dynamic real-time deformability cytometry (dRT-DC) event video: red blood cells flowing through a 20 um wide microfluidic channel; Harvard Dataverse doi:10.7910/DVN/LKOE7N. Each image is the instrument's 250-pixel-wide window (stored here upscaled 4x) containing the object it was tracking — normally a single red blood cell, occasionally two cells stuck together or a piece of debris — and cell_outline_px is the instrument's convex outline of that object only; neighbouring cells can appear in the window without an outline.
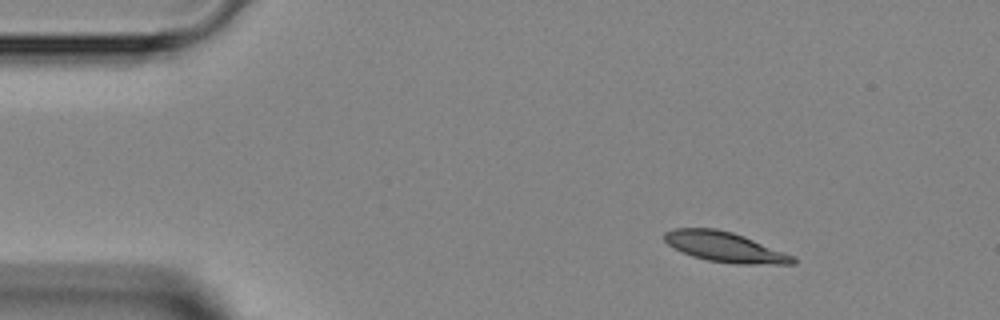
{"species": "Egyptian fruit bat (a non-hibernating species)", "species_latin": "Rousettus aegyptiacus", "temperature_condition": "room temperature", "stored_images_in_passage": 5, "segment_of_instrument_passage": [1, 2], "camera_frame_rate_fps": 3000, "um_per_image_px": 0.085, "animal": {"sex": "female"}, "frame": {"image": 1, "passage_image": 2, "time_ms": 1.333, "image_size_px": [1000, 320], "cell_outline_px": [[796, 264], [736, 264], [708, 260], [692, 256], [668, 244], [664, 240], [664, 232], [672, 228], [716, 228], [732, 232], [744, 236], [796, 256]], "centroid_in_image_um": [61.65, 20.99], "position_along_channel_um": 23.4, "area_um2": 22.54}}
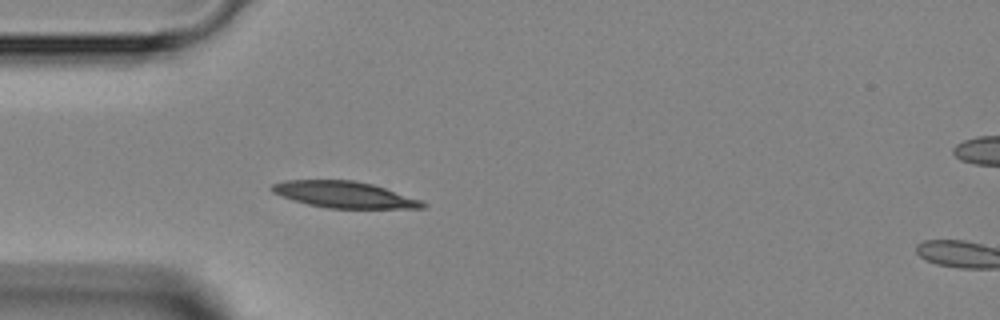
{"frame": {"image": 2, "passage_image": 4, "time_ms": 3.667, "image_size_px": [1000, 320], "cell_outline_px": [[428, 204], [424, 208], [328, 208], [308, 204], [272, 192], [268, 188], [272, 184], [284, 180], [352, 180], [372, 184], [420, 200]], "centroid_in_image_um": [29.24, 16.54], "position_along_channel_um": 55.8, "area_um2": 22.83}}